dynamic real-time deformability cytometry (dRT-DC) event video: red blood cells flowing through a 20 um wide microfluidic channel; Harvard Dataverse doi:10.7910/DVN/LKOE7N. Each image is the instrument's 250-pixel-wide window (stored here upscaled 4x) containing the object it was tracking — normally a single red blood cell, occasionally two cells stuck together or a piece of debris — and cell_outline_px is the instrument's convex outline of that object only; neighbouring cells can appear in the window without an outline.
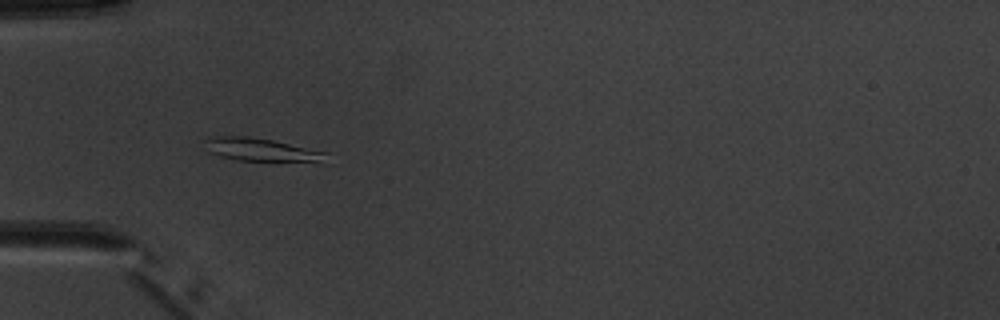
{"species": "common noctule bat (a hibernating species)", "species_latin": "Nyctalus noctula", "temperature_condition": "warm", "stored_images_in_passage": 5, "camera_frame_rate_fps": 3000, "um_per_image_px": 0.085, "animal": {"sex": "male", "body_mass_g": 20.1, "forearm_length_mm": 53.5}, "frame": {"image": 1, "passage_image": 4, "time_ms": 4.333, "image_size_px": [1000, 320], "cell_outline_px": [[328, 152], [324, 164], [240, 160], [220, 156], [208, 152], [204, 140], [220, 136], [248, 136], [272, 140]], "centroid_in_image_um": [22.36, 12.77], "position_along_channel_um": 62.6, "area_um2": 16.82}}
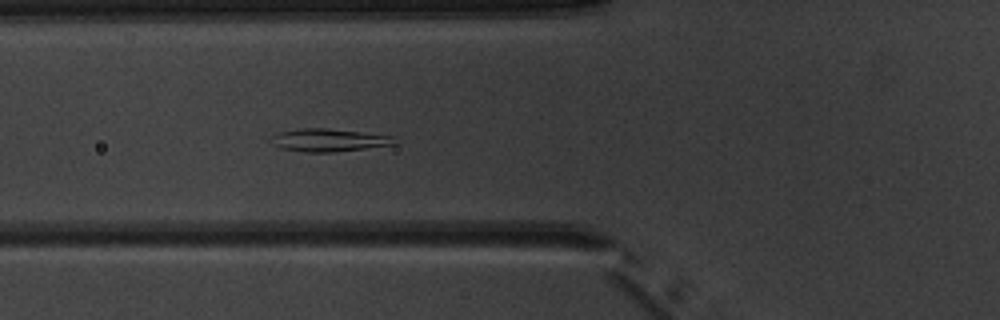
{"frame": {"image": 2, "passage_image": 5, "time_ms": 5.333, "image_size_px": [1000, 320], "cell_outline_px": [[396, 144], [332, 152], [304, 152], [280, 148], [272, 144], [272, 136], [280, 132], [300, 128], [328, 128], [392, 136]], "centroid_in_image_um": [27.9, 11.91], "position_along_channel_um": 97.9, "area_um2": 16.13}}